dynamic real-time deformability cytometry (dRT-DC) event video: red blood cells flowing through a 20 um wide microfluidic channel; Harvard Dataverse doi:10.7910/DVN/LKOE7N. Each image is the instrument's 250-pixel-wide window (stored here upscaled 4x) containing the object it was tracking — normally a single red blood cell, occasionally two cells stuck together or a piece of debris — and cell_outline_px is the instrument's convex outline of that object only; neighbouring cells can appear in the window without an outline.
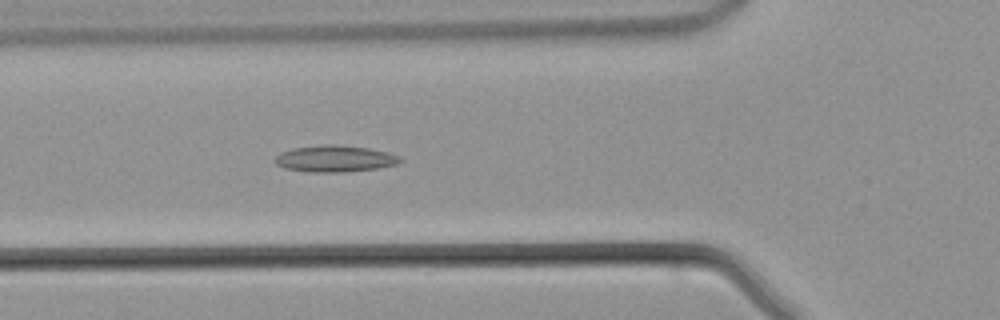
{"species": "common noctule bat (a hibernating species)", "species_latin": "Nyctalus noctula", "temperature_condition": "warm", "stored_images_in_passage": 35, "camera_frame_rate_fps": 3000, "um_per_image_px": 0.085, "animal": {"sex": "male", "body_mass_g": 21.5, "forearm_length_mm": 52.0}, "frame": {"image": 1, "passage_image": 5, "time_ms": 1.333, "image_size_px": [1000, 320], "cell_outline_px": [[404, 160], [396, 164], [380, 168], [348, 172], [308, 172], [284, 168], [276, 164], [276, 156], [280, 152], [292, 148], [324, 144], [332, 144], [368, 148], [388, 152], [400, 156]], "centroid_in_image_um": [28.48, 13.49], "position_along_channel_um": 97.3, "area_um2": 19.54}}
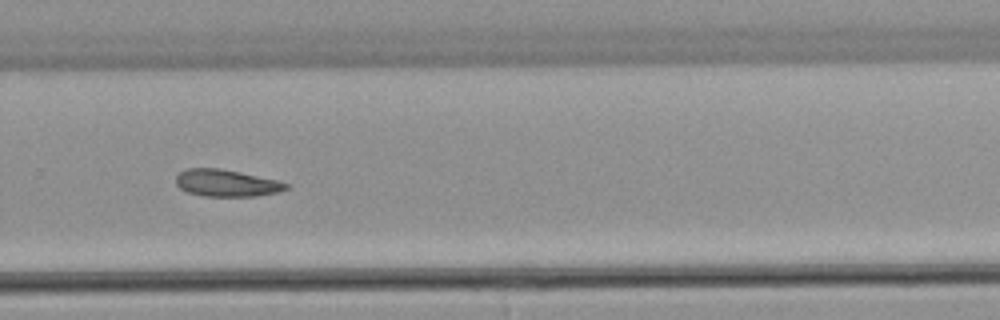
{"frame": {"image": 2, "passage_image": 19, "time_ms": 6.0, "image_size_px": [1000, 320], "cell_outline_px": [[288, 188], [280, 192], [256, 196], [204, 196], [188, 192], [180, 188], [176, 184], [176, 176], [180, 172], [188, 168], [220, 168], [240, 172], [276, 180], [288, 184]], "centroid_in_image_um": [19.24, 15.56], "position_along_channel_um": 310.6, "area_um2": 17.22}}
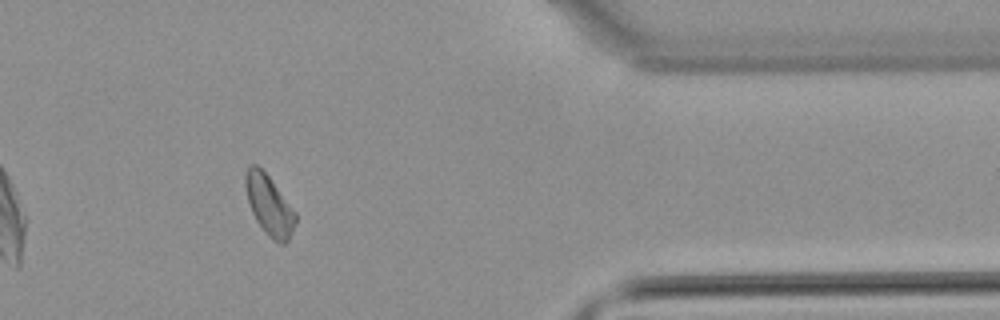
{"frame": {"image": 3, "passage_image": 26, "time_ms": 8.333, "image_size_px": [1000, 320], "cell_outline_px": [[296, 220], [288, 240], [284, 244], [280, 244], [272, 240], [264, 232], [256, 220], [252, 212], [248, 200], [244, 184], [244, 176], [248, 164], [256, 164], [268, 176], [296, 212]], "centroid_in_image_um": [22.86, 17.44], "position_along_channel_um": 388.5, "area_um2": 17.4}}